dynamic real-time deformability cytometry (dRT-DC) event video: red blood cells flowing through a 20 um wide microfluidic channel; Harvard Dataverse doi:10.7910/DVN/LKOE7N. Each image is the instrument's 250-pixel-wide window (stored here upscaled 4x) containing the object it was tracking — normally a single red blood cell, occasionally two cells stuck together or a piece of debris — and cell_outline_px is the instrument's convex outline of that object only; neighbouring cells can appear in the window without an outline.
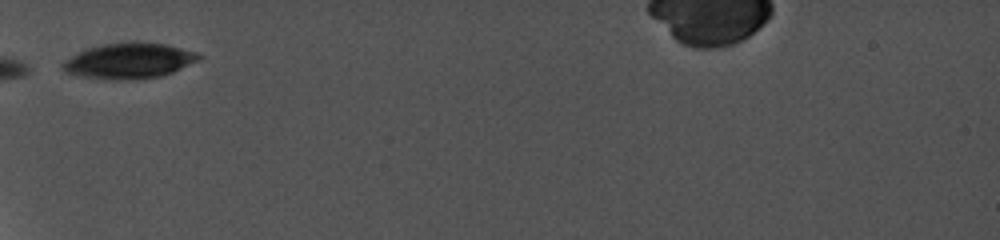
{"species": "common noctule bat (a hibernating species)", "species_latin": "Nyctalus noctula", "temperature_condition": "cold", "stored_images_in_passage": 18, "camera_frame_rate_fps": 5000, "um_per_image_px": 0.085, "animal": {"sex": "female", "body_mass_g": 19.0, "forearm_length_mm": 56.7}, "frame": {"image": 1, "passage_image": 1, "time_ms": 0.0, "image_size_px": [1000, 240], "cell_outline_px": [[204, 56], [200, 60], [172, 72], [160, 76], [132, 80], [104, 80], [80, 76], [64, 72], [60, 68], [60, 64], [64, 60], [88, 48], [104, 44], [168, 44], [196, 52]], "centroid_in_image_um": [10.95, 5.21], "position_along_channel_um": 74.0, "area_um2": 27.86}}